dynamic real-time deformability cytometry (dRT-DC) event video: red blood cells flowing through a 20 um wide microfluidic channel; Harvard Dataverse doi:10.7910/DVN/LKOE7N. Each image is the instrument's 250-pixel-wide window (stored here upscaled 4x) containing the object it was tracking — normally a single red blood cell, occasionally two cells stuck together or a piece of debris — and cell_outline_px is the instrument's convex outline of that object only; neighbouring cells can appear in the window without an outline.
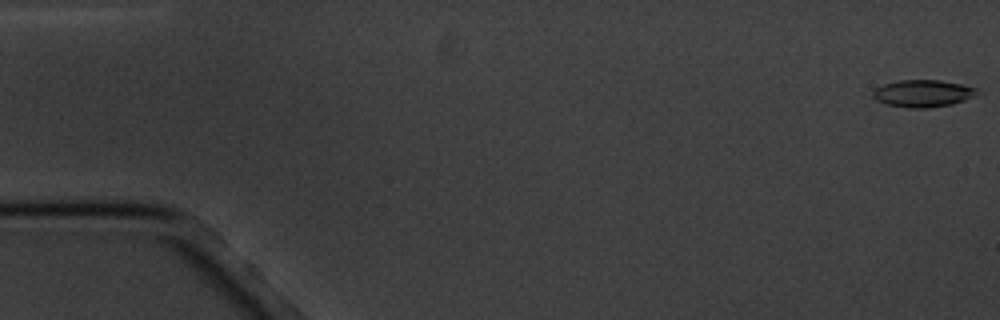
{"species": "common noctule bat (a hibernating species)", "species_latin": "Nyctalus noctula", "temperature_condition": "cold", "stored_images_in_passage": 5, "camera_frame_rate_fps": 3000, "um_per_image_px": 0.085, "animal": {"sex": "male", "body_mass_g": 20.1, "forearm_length_mm": 53.5}, "frame": {"image": 1, "passage_image": 1, "time_ms": 0.0, "image_size_px": [1000, 320], "cell_outline_px": [[980, 92], [964, 100], [952, 104], [928, 108], [908, 108], [888, 104], [876, 100], [872, 96], [872, 92], [876, 88], [884, 84], [900, 80], [940, 80], [960, 84], [976, 88]], "centroid_in_image_um": [78.43, 7.94], "position_along_channel_um": 6.6, "area_um2": 16.36}}
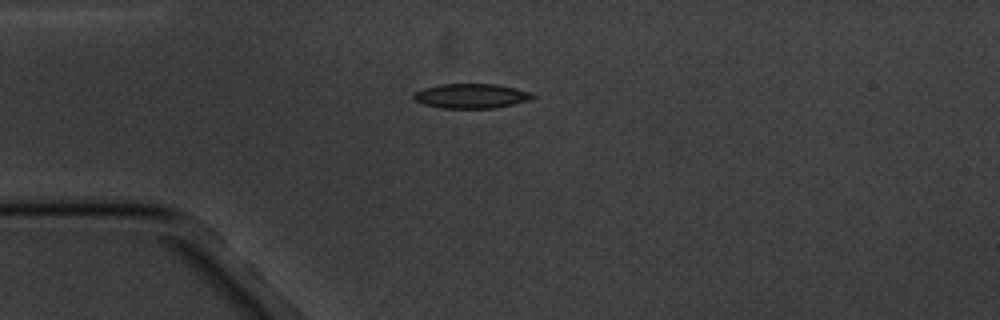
{"frame": {"image": 2, "passage_image": 5, "time_ms": 4.667, "image_size_px": [1000, 320], "cell_outline_px": [[536, 96], [528, 100], [496, 108], [440, 108], [424, 104], [412, 100], [412, 96], [416, 92], [424, 88], [440, 84], [496, 84], [516, 88], [532, 92]], "centroid_in_image_um": [40.04, 8.16], "position_along_channel_um": 45.0, "area_um2": 17.11}}